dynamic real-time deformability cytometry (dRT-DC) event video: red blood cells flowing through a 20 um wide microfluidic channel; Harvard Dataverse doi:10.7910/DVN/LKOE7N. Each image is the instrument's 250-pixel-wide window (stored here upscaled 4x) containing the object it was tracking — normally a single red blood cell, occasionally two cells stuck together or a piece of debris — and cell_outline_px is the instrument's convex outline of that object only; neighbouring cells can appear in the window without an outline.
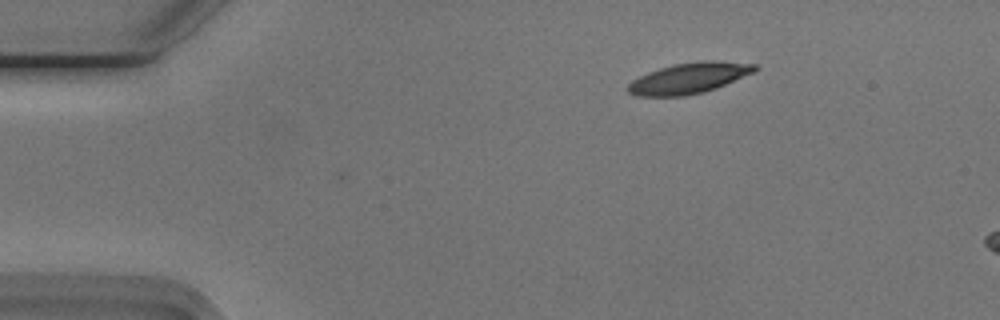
{"species": "Egyptian fruit bat (a non-hibernating species)", "species_latin": "Rousettus aegyptiacus", "temperature_condition": "cold", "stored_images_in_passage": 7, "camera_frame_rate_fps": 3000, "um_per_image_px": 0.085, "animal": {"sex": "male"}, "frame": {"image": 1, "passage_image": 1, "time_ms": 0.0, "image_size_px": [1000, 320], "cell_outline_px": [[760, 68], [756, 72], [716, 88], [704, 92], [684, 96], [636, 96], [628, 92], [624, 88], [632, 80], [648, 72], [660, 68], [676, 64], [700, 60], [716, 60], [756, 64]], "centroid_in_image_um": [58.59, 6.64], "position_along_channel_um": 26.4, "area_um2": 23.0}}